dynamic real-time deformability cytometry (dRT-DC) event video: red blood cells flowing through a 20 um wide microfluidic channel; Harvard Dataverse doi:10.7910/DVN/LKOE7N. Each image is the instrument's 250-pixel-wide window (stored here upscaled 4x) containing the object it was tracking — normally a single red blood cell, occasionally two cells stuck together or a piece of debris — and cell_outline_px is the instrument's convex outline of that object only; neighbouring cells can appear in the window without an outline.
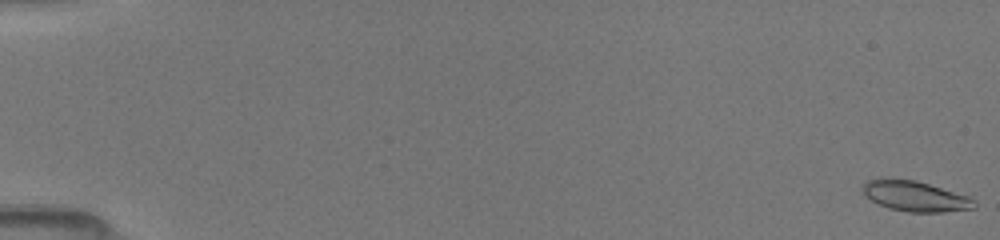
{"species": "common noctule bat (a hibernating species)", "species_latin": "Nyctalus noctula", "temperature_condition": "room temperature", "stored_images_in_passage": 33, "camera_frame_rate_fps": 3000, "um_per_image_px": 0.085, "animal": {"sex": "female", "body_mass_g": 19.5, "forearm_length_mm": 54.1}, "frame": {"image": 1, "passage_image": 1, "time_ms": 0.0, "image_size_px": [1000, 240], "cell_outline_px": [[976, 208], [944, 212], [908, 212], [888, 208], [864, 196], [860, 192], [860, 188], [868, 180], [916, 180], [968, 196], [976, 200]], "centroid_in_image_um": [77.81, 16.7], "position_along_channel_um": 7.2, "area_um2": 19.54}}
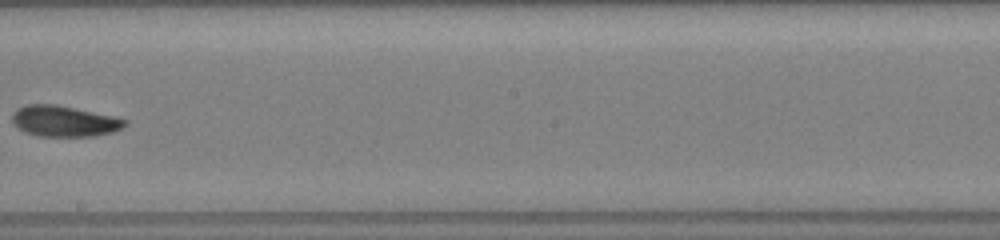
{"frame": {"image": 2, "passage_image": 16, "time_ms": 10.0, "image_size_px": [1000, 240], "cell_outline_px": [[128, 124], [124, 128], [112, 132], [92, 136], [36, 136], [24, 132], [16, 128], [12, 124], [12, 112], [16, 108], [28, 104], [56, 104], [112, 116], [128, 120]], "centroid_in_image_um": [5.41, 10.3], "position_along_channel_um": 242.8, "area_um2": 20.52}}
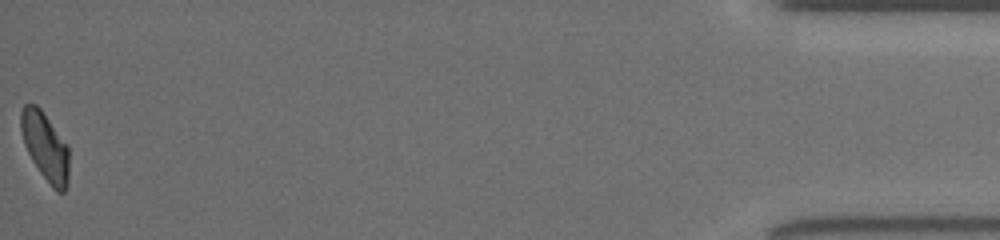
{"frame": {"image": 3, "passage_image": 33, "time_ms": 16.667, "image_size_px": [1000, 240], "cell_outline_px": [[68, 180], [64, 192], [56, 192], [52, 188], [40, 172], [32, 160], [24, 144], [20, 132], [20, 112], [24, 104], [36, 104], [40, 108], [68, 144]], "centroid_in_image_um": [3.83, 12.44], "position_along_channel_um": 431.4, "area_um2": 19.25}}